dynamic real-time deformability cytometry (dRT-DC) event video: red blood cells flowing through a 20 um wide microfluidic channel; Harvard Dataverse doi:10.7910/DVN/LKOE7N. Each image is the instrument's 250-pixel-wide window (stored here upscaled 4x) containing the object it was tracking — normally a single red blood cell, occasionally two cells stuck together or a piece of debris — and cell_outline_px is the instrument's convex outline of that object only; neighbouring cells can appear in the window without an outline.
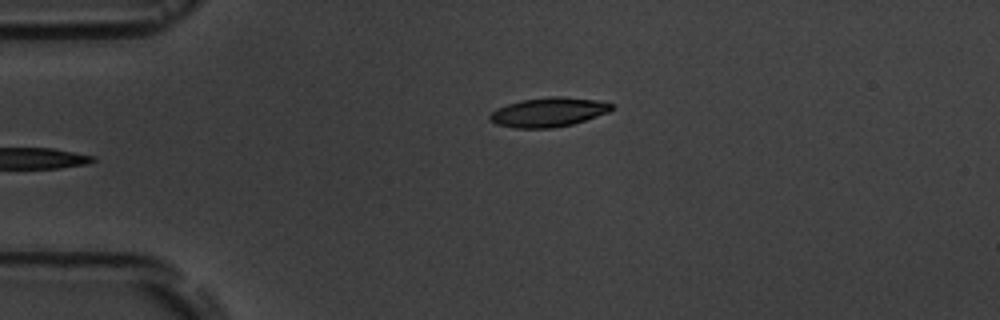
{"species": "common noctule bat (a hibernating species)", "species_latin": "Nyctalus noctula", "temperature_condition": "room temperature", "stored_images_in_passage": 4, "camera_frame_rate_fps": 3000, "um_per_image_px": 0.085, "animal": {"sex": "male", "body_mass_g": 19.5, "forearm_length_mm": 54.6}, "frame": {"image": 1, "passage_image": 4, "time_ms": 3.667, "image_size_px": [1000, 320], "cell_outline_px": [[612, 108], [608, 112], [572, 124], [552, 128], [512, 128], [496, 124], [488, 120], [488, 116], [496, 108], [520, 100], [548, 96], [560, 96], [596, 100], [612, 104]], "centroid_in_image_um": [46.55, 9.53], "position_along_channel_um": 38.5, "area_um2": 20.75}}